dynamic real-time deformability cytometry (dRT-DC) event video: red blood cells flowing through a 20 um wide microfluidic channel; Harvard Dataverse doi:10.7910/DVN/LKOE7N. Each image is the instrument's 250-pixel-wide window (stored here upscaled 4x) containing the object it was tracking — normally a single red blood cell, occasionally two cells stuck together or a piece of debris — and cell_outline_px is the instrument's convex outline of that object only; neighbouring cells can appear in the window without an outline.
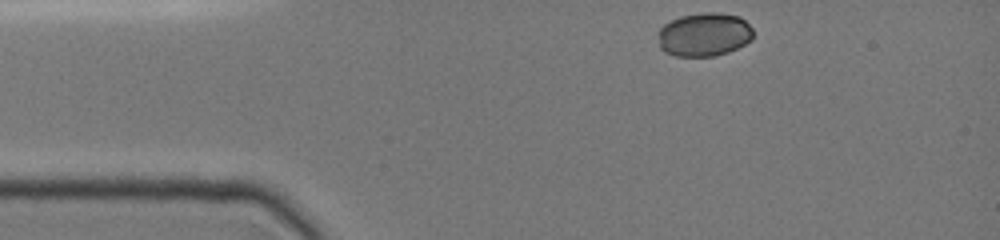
{"species": "common noctule bat (a hibernating species)", "species_latin": "Nyctalus noctula", "temperature_condition": "cold", "stored_images_in_passage": 9, "camera_frame_rate_fps": 3000, "um_per_image_px": 0.085, "animal": {"sex": "female", "body_mass_g": 19.0, "forearm_length_mm": 51.5}, "frame": {"image": 1, "passage_image": 1, "time_ms": 0.0, "image_size_px": [1000, 240], "cell_outline_px": [[752, 40], [728, 52], [716, 56], [676, 56], [664, 52], [660, 48], [660, 28], [664, 24], [680, 16], [704, 12], [720, 12], [740, 16], [752, 28]], "centroid_in_image_um": [59.87, 2.93], "position_along_channel_um": 25.1, "area_um2": 24.16}}
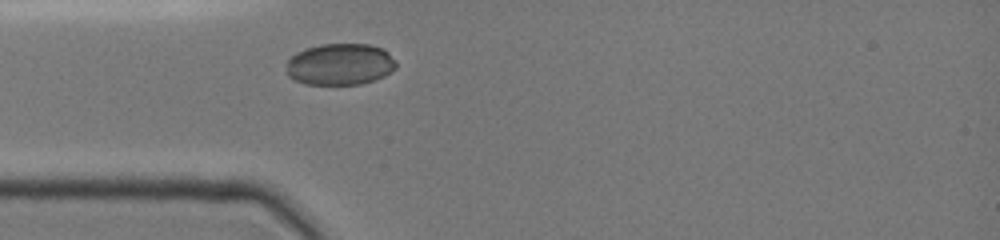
{"frame": {"image": 2, "passage_image": 9, "time_ms": 2.0, "image_size_px": [1000, 240], "cell_outline_px": [[396, 68], [392, 72], [384, 76], [360, 84], [304, 84], [292, 80], [288, 76], [288, 60], [296, 52], [320, 44], [368, 44], [384, 48], [396, 60]], "centroid_in_image_um": [28.93, 5.46], "position_along_channel_um": 56.1, "area_um2": 26.7}}